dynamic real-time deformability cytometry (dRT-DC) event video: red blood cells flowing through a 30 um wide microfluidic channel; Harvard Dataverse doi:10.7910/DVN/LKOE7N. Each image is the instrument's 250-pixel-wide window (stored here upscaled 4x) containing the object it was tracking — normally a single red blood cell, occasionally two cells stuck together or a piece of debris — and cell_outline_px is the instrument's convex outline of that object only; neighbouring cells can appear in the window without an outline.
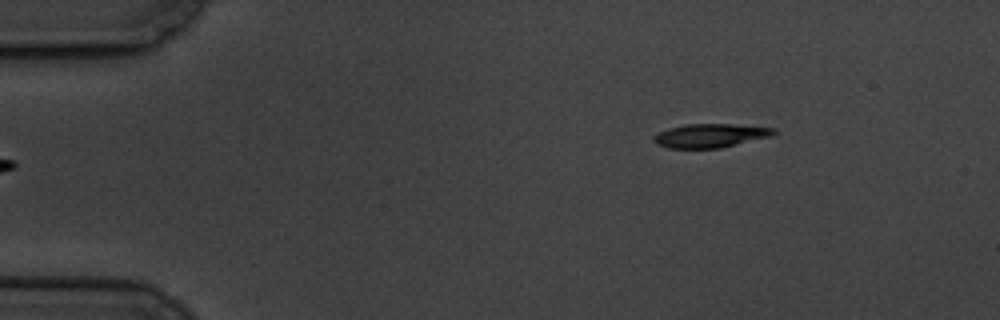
{"species": "common noctule bat (a hibernating species)", "species_latin": "Nyctalus noctula", "temperature_condition": "cold", "stored_images_in_passage": 3, "camera_frame_rate_fps": 3000, "um_per_image_px": 0.085, "animal": {"sex": "male", "body_mass_g": 19.5, "forearm_length_mm": 54.6}, "frame": {"image": 1, "passage_image": 3, "time_ms": 2.333, "image_size_px": [1000, 320], "cell_outline_px": [[776, 132], [772, 136], [720, 148], [668, 148], [656, 144], [652, 140], [652, 136], [668, 128], [684, 124], [732, 124], [776, 128]], "centroid_in_image_um": [60.36, 11.52], "position_along_channel_um": 24.6, "area_um2": 16.7}}